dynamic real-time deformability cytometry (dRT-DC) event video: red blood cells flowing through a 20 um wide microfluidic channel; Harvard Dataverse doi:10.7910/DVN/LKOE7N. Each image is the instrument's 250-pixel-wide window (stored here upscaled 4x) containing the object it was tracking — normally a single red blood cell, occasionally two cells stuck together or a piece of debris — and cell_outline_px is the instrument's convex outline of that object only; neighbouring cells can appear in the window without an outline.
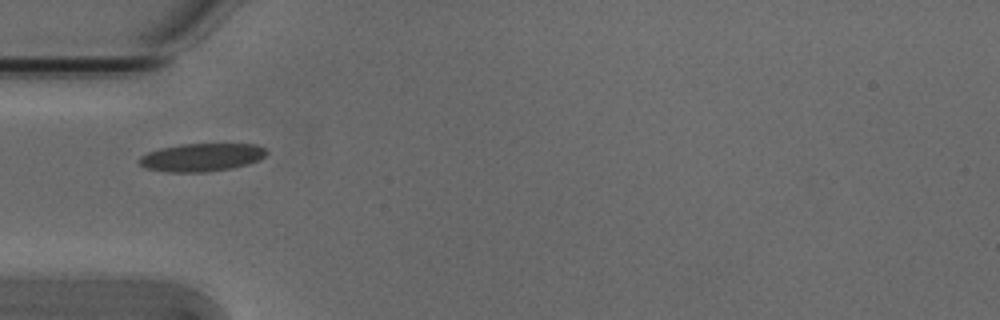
{"species": "Egyptian fruit bat (a non-hibernating species)", "species_latin": "Rousettus aegyptiacus", "temperature_condition": "cold", "stored_images_in_passage": 1, "camera_frame_rate_fps": 3000, "um_per_image_px": 0.085, "animal": {"sex": "male"}, "frame": {"image": 1, "passage_image": 1, "time_ms": 0.0, "image_size_px": [1000, 320], "cell_outline_px": [[268, 152], [260, 160], [248, 164], [232, 168], [204, 172], [168, 172], [144, 168], [136, 160], [140, 156], [148, 152], [160, 148], [180, 144], [256, 144], [264, 148]], "centroid_in_image_um": [17.11, 13.37], "position_along_channel_um": 67.9, "area_um2": 20.92}}